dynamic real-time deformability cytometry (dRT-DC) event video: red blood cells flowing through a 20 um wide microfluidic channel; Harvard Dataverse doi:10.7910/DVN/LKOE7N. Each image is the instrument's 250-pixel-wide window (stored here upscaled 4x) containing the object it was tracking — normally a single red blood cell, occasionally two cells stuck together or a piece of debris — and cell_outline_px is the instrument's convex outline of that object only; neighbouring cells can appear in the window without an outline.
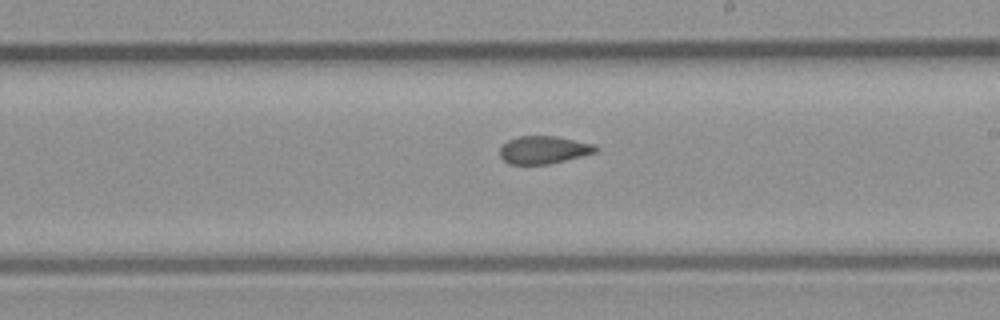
{"species": "common noctule bat (a hibernating species)", "species_latin": "Nyctalus noctula", "temperature_condition": "room temperature", "stored_images_in_passage": 23, "camera_frame_rate_fps": 3000, "um_per_image_px": 0.085, "animal": {"sex": "male", "body_mass_g": 23.1, "forearm_length_mm": 52.7}, "frame": {"image": 1, "passage_image": 10, "time_ms": 3.0, "image_size_px": [1000, 320], "cell_outline_px": [[600, 148], [596, 152], [548, 164], [508, 164], [500, 156], [500, 148], [508, 140], [520, 136], [556, 136], [596, 144]], "centroid_in_image_um": [46.23, 12.73], "position_along_channel_um": 242.8, "area_um2": 15.43}}